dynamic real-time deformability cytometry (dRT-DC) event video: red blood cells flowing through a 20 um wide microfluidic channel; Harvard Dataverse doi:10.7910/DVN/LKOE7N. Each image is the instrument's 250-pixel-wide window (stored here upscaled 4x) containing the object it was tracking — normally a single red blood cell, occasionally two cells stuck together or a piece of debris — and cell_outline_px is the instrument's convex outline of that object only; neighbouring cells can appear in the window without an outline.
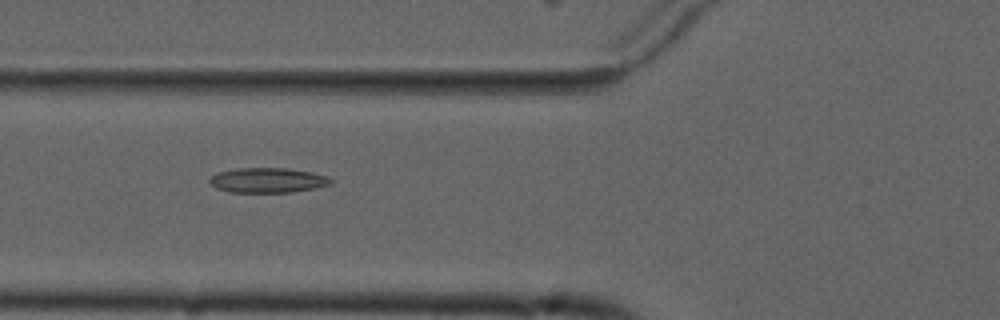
{"species": "common noctule bat (a hibernating species)", "species_latin": "Nyctalus noctula", "temperature_condition": "cold", "stored_images_in_passage": 8, "camera_frame_rate_fps": 3000, "um_per_image_px": 0.085, "animal": {"sex": "male", "forearm_length_mm": 52.5}, "frame": {"image": 1, "passage_image": 4, "time_ms": 3.333, "image_size_px": [1000, 320], "cell_outline_px": [[332, 184], [316, 188], [292, 192], [228, 192], [216, 188], [208, 180], [212, 176], [220, 172], [236, 168], [284, 168], [312, 172], [328, 176], [332, 180]], "centroid_in_image_um": [22.78, 15.32], "position_along_channel_um": 103.0, "area_um2": 17.57}}
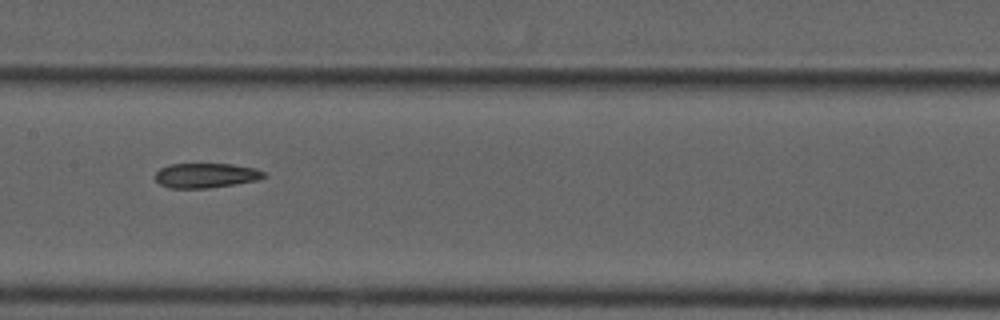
{"frame": {"image": 2, "passage_image": 6, "time_ms": 5.667, "image_size_px": [1000, 320], "cell_outline_px": [[268, 176], [256, 180], [208, 188], [168, 188], [160, 184], [156, 180], [156, 172], [160, 168], [168, 164], [232, 164], [256, 168], [264, 172]], "centroid_in_image_um": [17.49, 14.9], "position_along_channel_um": 189.9, "area_um2": 15.61}}
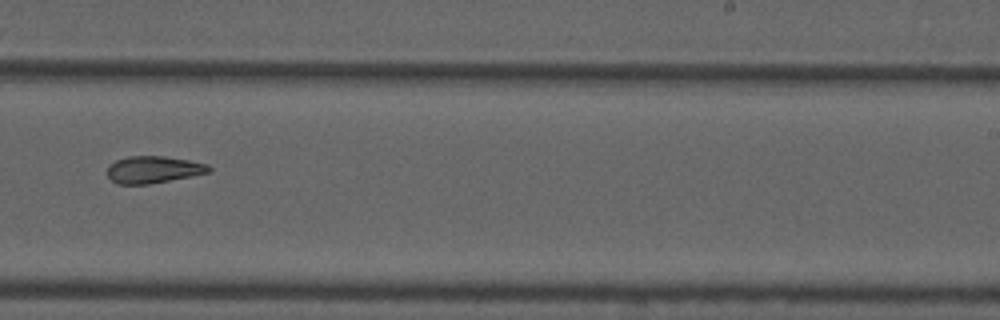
{"frame": {"image": 3, "passage_image": 8, "time_ms": 8.0, "image_size_px": [1000, 320], "cell_outline_px": [[212, 172], [192, 176], [148, 184], [116, 184], [108, 176], [108, 164], [116, 160], [128, 156], [164, 156], [188, 160], [208, 164], [212, 168]], "centroid_in_image_um": [13.05, 14.41], "position_along_channel_um": 275.9, "area_um2": 16.07}}